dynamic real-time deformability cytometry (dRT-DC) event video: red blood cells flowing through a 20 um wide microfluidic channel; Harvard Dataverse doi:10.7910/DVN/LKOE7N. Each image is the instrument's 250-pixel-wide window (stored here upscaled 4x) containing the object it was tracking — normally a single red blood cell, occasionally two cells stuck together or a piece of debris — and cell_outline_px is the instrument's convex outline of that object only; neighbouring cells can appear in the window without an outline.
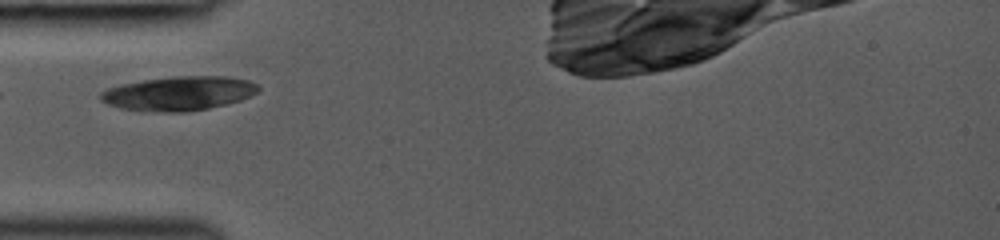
{"species": "common noctule bat (a hibernating species)", "species_latin": "Nyctalus noctula", "temperature_condition": "room temperature", "stored_images_in_passage": 4, "camera_frame_rate_fps": 3000, "um_per_image_px": 0.085, "animal": {"sex": "female", "body_mass_g": 19.0, "forearm_length_mm": 53.3}, "frame": {"image": 1, "passage_image": 2, "time_ms": 0.667, "image_size_px": [1000, 240], "cell_outline_px": [[260, 88], [256, 92], [240, 100], [208, 108], [188, 112], [164, 112], [120, 108], [108, 104], [100, 100], [100, 92], [108, 88], [120, 84], [144, 80], [172, 76], [224, 76], [248, 80], [256, 84]], "centroid_in_image_um": [15.17, 7.93], "position_along_channel_um": 69.8, "area_um2": 31.15}}